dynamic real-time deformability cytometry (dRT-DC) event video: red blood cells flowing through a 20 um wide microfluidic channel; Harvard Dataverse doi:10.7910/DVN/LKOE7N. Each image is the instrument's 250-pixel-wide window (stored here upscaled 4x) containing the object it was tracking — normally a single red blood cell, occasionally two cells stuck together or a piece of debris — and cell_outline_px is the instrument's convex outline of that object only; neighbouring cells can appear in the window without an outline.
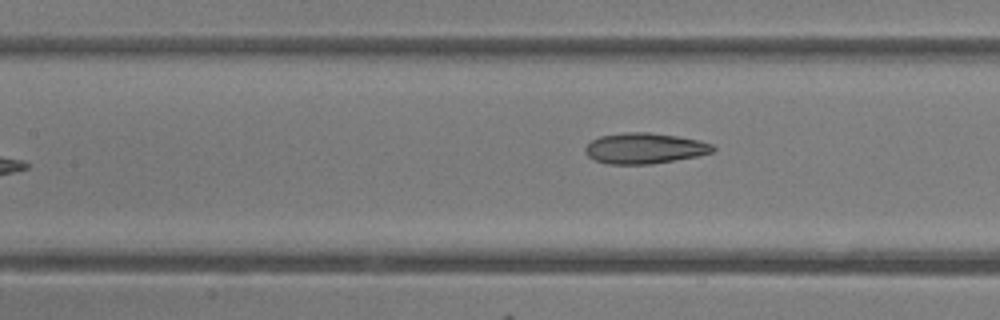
{"species": "common noctule bat (a hibernating species)", "species_latin": "Nyctalus noctula", "temperature_condition": "room temperature", "stored_images_in_passage": 7, "camera_frame_rate_fps": 3000, "um_per_image_px": 0.085, "animal": {"sex": "female"}, "frame": {"image": 1, "passage_image": 7, "time_ms": 7.0, "image_size_px": [1000, 320], "cell_outline_px": [[716, 148], [712, 152], [696, 156], [648, 164], [608, 164], [596, 160], [588, 156], [584, 152], [584, 148], [592, 140], [600, 136], [624, 132], [648, 132], [676, 136], [700, 140], [712, 144]], "centroid_in_image_um": [54.77, 12.59], "position_along_channel_um": 152.6, "area_um2": 22.66}}